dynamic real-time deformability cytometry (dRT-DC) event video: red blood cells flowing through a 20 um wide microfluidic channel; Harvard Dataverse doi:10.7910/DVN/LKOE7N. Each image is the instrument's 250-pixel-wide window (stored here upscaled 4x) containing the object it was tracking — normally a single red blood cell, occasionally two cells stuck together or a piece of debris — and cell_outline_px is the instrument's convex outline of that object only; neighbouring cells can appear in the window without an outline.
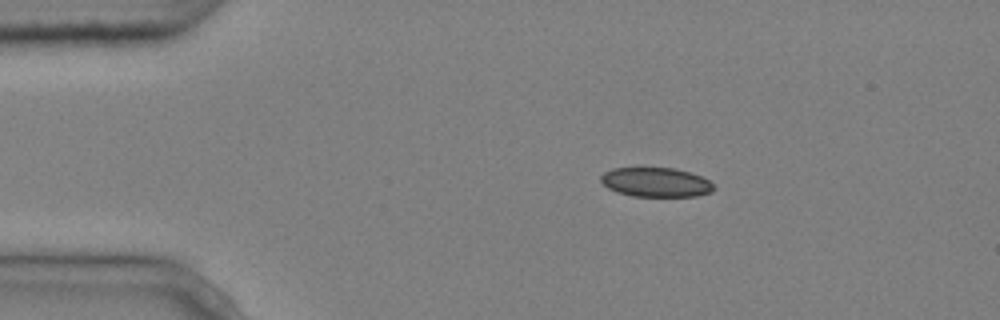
{"species": "common noctule bat (a hibernating species)", "species_latin": "Nyctalus noctula", "temperature_condition": "cold", "stored_images_in_passage": 6, "camera_frame_rate_fps": 3000, "um_per_image_px": 0.085, "animal": {"sex": "male", "body_mass_g": 20.4}, "frame": {"image": 1, "passage_image": 1, "time_ms": 0.0, "image_size_px": [1000, 320], "cell_outline_px": [[716, 188], [712, 192], [696, 196], [632, 196], [616, 192], [608, 188], [600, 180], [600, 176], [604, 172], [612, 168], [636, 164], [640, 164], [672, 168], [688, 172], [700, 176], [708, 180]], "centroid_in_image_um": [55.67, 15.43], "position_along_channel_um": 29.3, "area_um2": 20.17}}
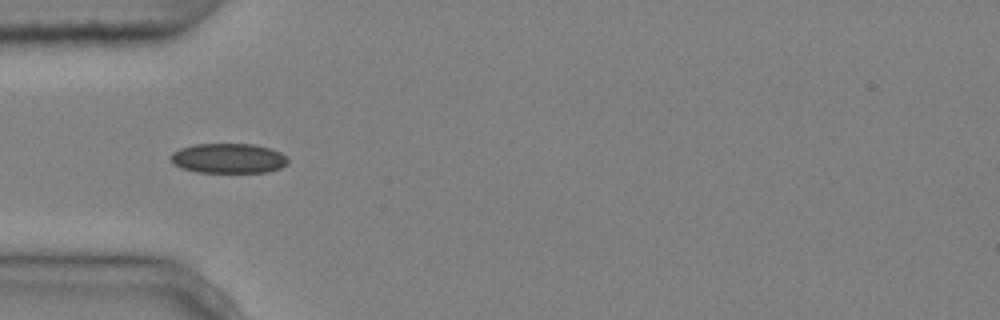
{"frame": {"image": 2, "passage_image": 3, "time_ms": 0.667, "image_size_px": [1000, 320], "cell_outline_px": [[288, 164], [280, 168], [268, 172], [196, 172], [180, 168], [172, 164], [172, 152], [180, 148], [192, 144], [252, 144], [268, 148], [280, 152], [288, 156]], "centroid_in_image_um": [19.41, 13.46], "position_along_channel_um": 65.6, "area_um2": 20.52}}